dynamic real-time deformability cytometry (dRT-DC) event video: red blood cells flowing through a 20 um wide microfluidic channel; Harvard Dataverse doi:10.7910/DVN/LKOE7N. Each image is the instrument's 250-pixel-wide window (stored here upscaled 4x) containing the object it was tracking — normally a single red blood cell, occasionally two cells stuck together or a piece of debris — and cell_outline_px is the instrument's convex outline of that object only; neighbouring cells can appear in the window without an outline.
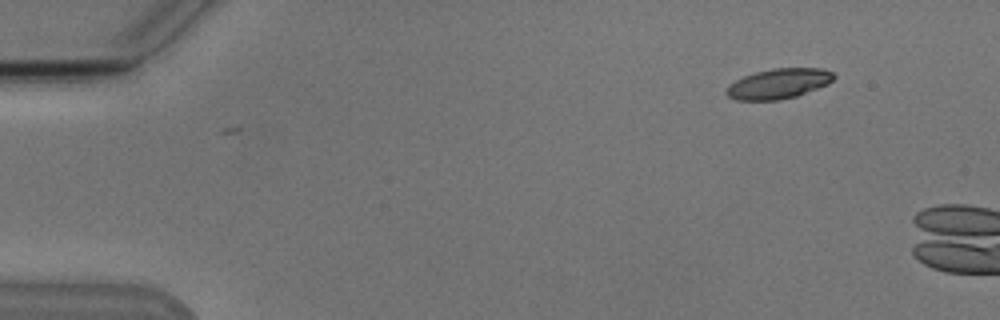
{"species": "Egyptian fruit bat (a non-hibernating species)", "species_latin": "Rousettus aegyptiacus", "temperature_condition": "cold", "stored_images_in_passage": 3, "camera_frame_rate_fps": 3000, "um_per_image_px": 0.085, "animal": {"sex": "male"}, "frame": {"image": 1, "passage_image": 3, "time_ms": 2.333, "image_size_px": [1000, 320], "cell_outline_px": [[836, 76], [828, 84], [796, 96], [776, 100], [736, 100], [728, 96], [724, 92], [728, 84], [744, 76], [756, 72], [772, 68], [824, 68], [832, 72]], "centroid_in_image_um": [66.16, 7.1], "position_along_channel_um": 18.8, "area_um2": 18.84}}